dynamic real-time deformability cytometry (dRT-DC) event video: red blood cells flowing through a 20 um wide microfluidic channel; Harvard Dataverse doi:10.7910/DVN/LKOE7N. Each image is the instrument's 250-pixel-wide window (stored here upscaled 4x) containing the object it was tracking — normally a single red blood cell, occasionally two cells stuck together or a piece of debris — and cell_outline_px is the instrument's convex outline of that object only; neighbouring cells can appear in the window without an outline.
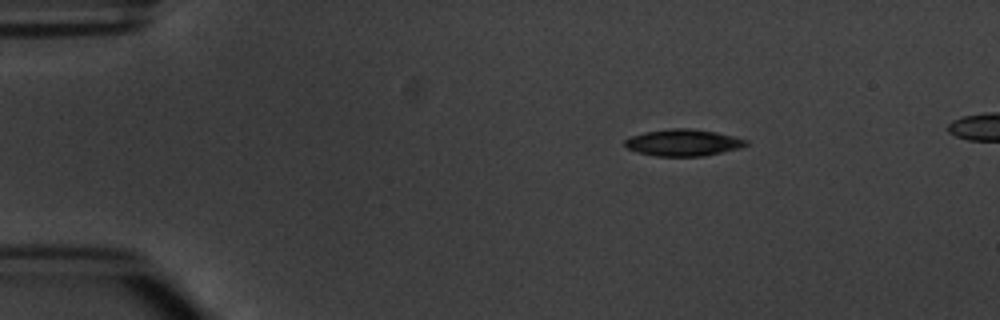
{"species": "common noctule bat (a hibernating species)", "species_latin": "Nyctalus noctula", "temperature_condition": "warm", "stored_images_in_passage": 4, "camera_frame_rate_fps": 3000, "um_per_image_px": 0.085, "animal": {"sex": "male", "body_mass_g": 20.1, "forearm_length_mm": 53.5}, "frame": {"image": 1, "passage_image": 2, "time_ms": 1.333, "image_size_px": [1000, 320], "cell_outline_px": [[748, 144], [740, 148], [704, 156], [656, 156], [636, 152], [628, 148], [624, 144], [624, 140], [632, 136], [644, 132], [672, 128], [692, 128], [716, 132], [748, 140]], "centroid_in_image_um": [58.07, 12.12], "position_along_channel_um": 26.9, "area_um2": 18.84}}